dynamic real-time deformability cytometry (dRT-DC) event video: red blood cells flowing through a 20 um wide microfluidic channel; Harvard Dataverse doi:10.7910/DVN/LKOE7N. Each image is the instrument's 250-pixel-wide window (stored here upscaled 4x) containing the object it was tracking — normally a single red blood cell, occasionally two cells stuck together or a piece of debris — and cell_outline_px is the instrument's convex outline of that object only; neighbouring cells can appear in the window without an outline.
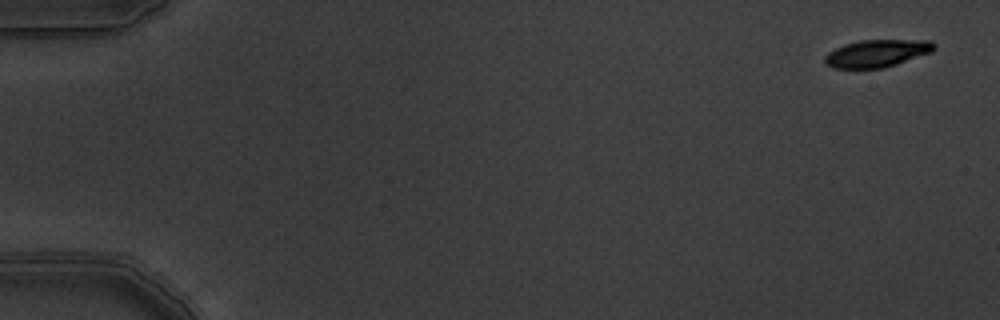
{"species": "common noctule bat (a hibernating species)", "species_latin": "Nyctalus noctula", "temperature_condition": "warm", "stored_images_in_passage": 8, "camera_frame_rate_fps": 3000, "um_per_image_px": 0.085, "animal": {"sex": "male", "body_mass_g": 19.5, "forearm_length_mm": 54.6}, "frame": {"image": 1, "passage_image": 1, "time_ms": 0.0, "image_size_px": [1000, 320], "cell_outline_px": [[936, 48], [932, 52], [884, 68], [832, 68], [824, 64], [824, 56], [828, 52], [844, 44], [860, 40], [932, 40], [936, 44]], "centroid_in_image_um": [74.54, 4.53], "position_along_channel_um": 10.5, "area_um2": 17.63}}
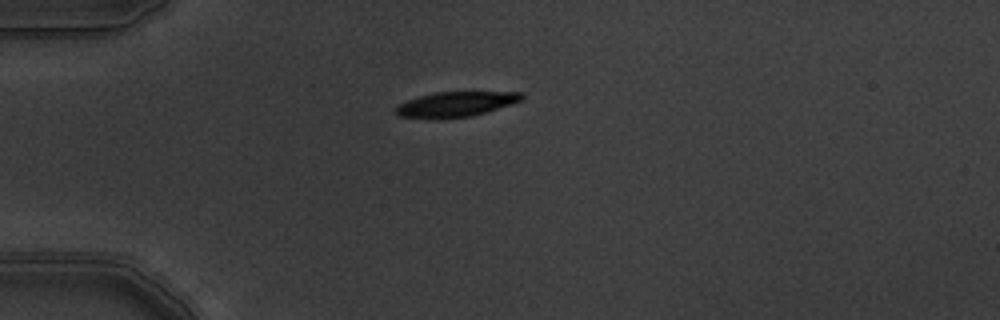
{"frame": {"image": 2, "passage_image": 5, "time_ms": 1.333, "image_size_px": [1000, 320], "cell_outline_px": [[524, 100], [512, 104], [472, 116], [400, 116], [392, 112], [400, 104], [408, 100], [420, 96], [436, 92], [520, 92], [524, 96]], "centroid_in_image_um": [38.83, 8.81], "position_along_channel_um": 46.2, "area_um2": 17.51}}
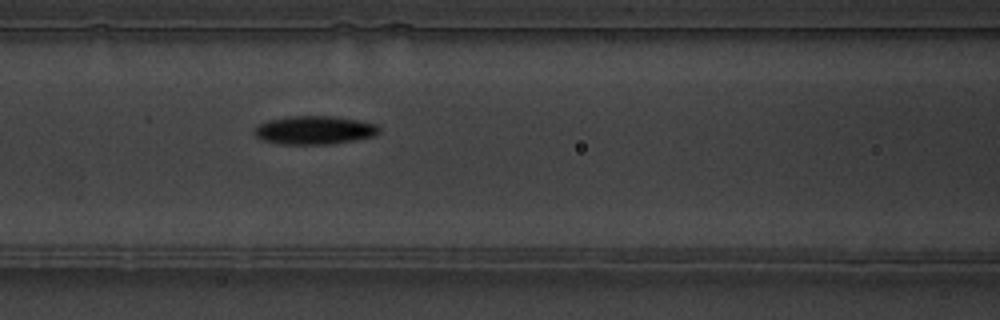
{"frame": {"image": 3, "passage_image": 8, "time_ms": 2.333, "image_size_px": [1000, 320], "cell_outline_px": [[380, 132], [376, 136], [332, 144], [280, 144], [260, 140], [252, 132], [260, 124], [268, 120], [288, 116], [332, 116], [360, 120], [376, 124], [380, 128]], "centroid_in_image_um": [26.74, 11.06], "position_along_channel_um": 139.9, "area_um2": 20.87}}